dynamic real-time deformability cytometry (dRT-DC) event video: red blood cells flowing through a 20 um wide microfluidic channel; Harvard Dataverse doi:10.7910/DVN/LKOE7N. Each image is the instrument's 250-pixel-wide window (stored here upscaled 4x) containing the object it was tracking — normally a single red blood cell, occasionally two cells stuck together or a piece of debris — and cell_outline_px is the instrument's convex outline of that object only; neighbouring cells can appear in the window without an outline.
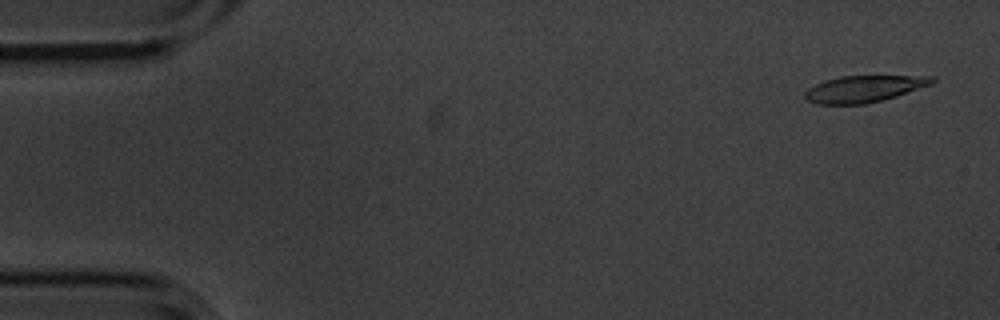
{"species": "common noctule bat (a hibernating species)", "species_latin": "Nyctalus noctula", "temperature_condition": "cold", "stored_images_in_passage": 4, "camera_frame_rate_fps": 3000, "um_per_image_px": 0.085, "animal": {"sex": "male", "body_mass_g": 20.1, "forearm_length_mm": 53.5}, "frame": {"image": 1, "passage_image": 1, "time_ms": 0.0, "image_size_px": [1000, 320], "cell_outline_px": [[936, 80], [932, 84], [884, 100], [864, 104], [816, 104], [804, 100], [804, 92], [808, 88], [824, 80], [840, 76], [936, 76]], "centroid_in_image_um": [73.41, 7.55], "position_along_channel_um": 11.6, "area_um2": 19.88}}
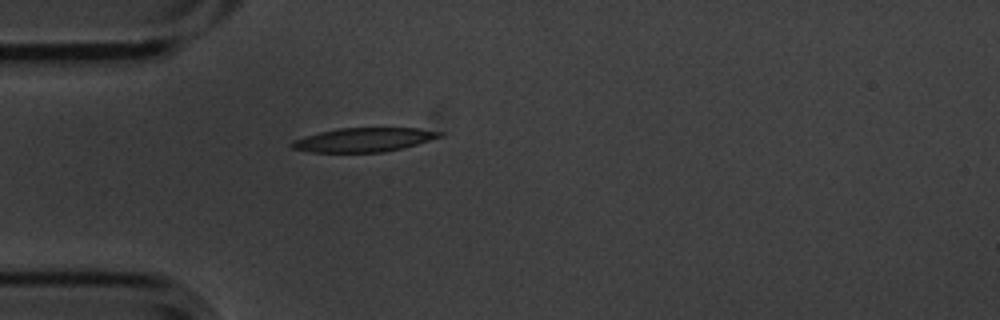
{"frame": {"image": 2, "passage_image": 4, "time_ms": 1.0, "image_size_px": [1000, 320], "cell_outline_px": [[444, 136], [416, 144], [384, 152], [308, 152], [292, 148], [288, 144], [292, 140], [304, 136], [320, 132], [340, 128], [420, 128], [444, 132]], "centroid_in_image_um": [30.9, 11.88], "position_along_channel_um": 54.1, "area_um2": 20.69}}